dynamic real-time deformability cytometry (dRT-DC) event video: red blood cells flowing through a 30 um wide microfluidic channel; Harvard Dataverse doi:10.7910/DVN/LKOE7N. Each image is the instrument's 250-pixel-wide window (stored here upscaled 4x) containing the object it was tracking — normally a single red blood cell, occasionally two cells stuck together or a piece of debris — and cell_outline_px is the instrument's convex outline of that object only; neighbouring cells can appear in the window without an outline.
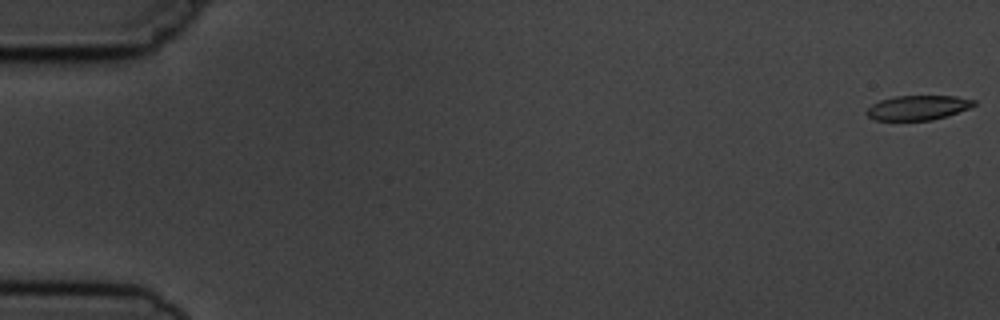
{"species": "common noctule bat (a hibernating species)", "species_latin": "Nyctalus noctula", "temperature_condition": "cold", "stored_images_in_passage": 8, "camera_frame_rate_fps": 3000, "um_per_image_px": 0.085, "animal": {"sex": "male", "body_mass_g": 19.5, "forearm_length_mm": 54.6}, "frame": {"image": 1, "passage_image": 1, "time_ms": 0.0, "image_size_px": [1000, 320], "cell_outline_px": [[976, 104], [968, 108], [948, 116], [932, 120], [876, 120], [868, 116], [864, 112], [872, 104], [880, 100], [896, 96], [956, 96], [976, 100]], "centroid_in_image_um": [78.02, 9.15], "position_along_channel_um": 7.0, "area_um2": 15.37}}
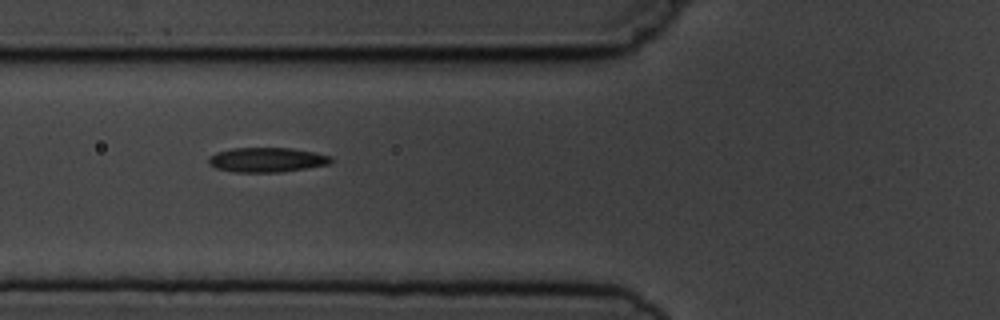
{"frame": {"image": 2, "passage_image": 7, "time_ms": 6.667, "image_size_px": [1000, 320], "cell_outline_px": [[332, 164], [280, 172], [232, 172], [216, 168], [208, 164], [208, 156], [216, 152], [232, 148], [292, 148], [316, 152], [332, 156]], "centroid_in_image_um": [22.69, 13.58], "position_along_channel_um": 103.1, "area_um2": 17.8}}
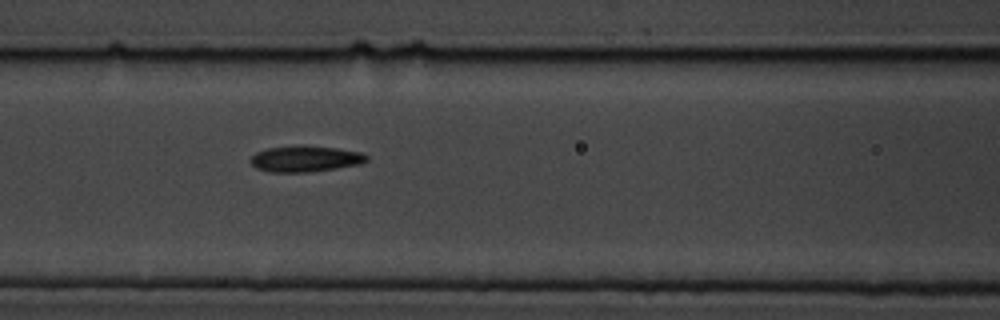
{"frame": {"image": 3, "passage_image": 8, "time_ms": 7.667, "image_size_px": [1000, 320], "cell_outline_px": [[368, 160], [360, 164], [336, 168], [308, 172], [268, 172], [256, 168], [248, 160], [256, 152], [268, 148], [336, 148], [360, 152], [368, 156]], "centroid_in_image_um": [25.93, 13.55], "position_along_channel_um": 140.7, "area_um2": 16.82}}